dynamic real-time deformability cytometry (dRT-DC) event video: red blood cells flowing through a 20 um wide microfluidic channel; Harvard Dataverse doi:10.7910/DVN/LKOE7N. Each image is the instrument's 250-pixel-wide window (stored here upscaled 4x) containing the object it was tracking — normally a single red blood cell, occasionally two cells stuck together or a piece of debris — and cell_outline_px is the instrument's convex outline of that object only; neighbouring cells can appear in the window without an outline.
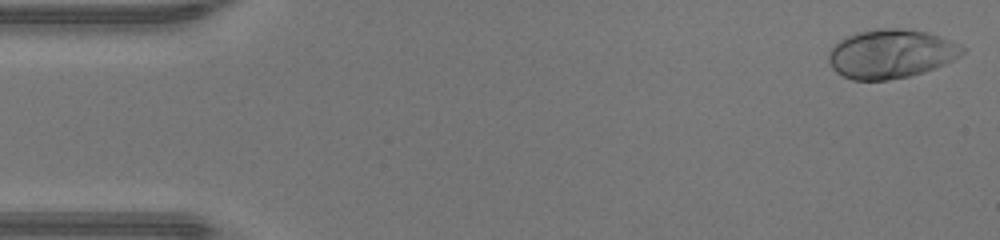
{"species": "human", "species_latin": "Homo sapiens", "temperature_condition": "warm", "stored_images_in_passage": 46, "camera_frame_rate_fps": 3000, "um_per_image_px": 0.085, "donor": {"sex": "male"}, "frame": {"image": 1, "passage_image": 1, "time_ms": 0.0, "image_size_px": [1000, 240], "cell_outline_px": [[968, 48], [964, 52], [952, 60], [944, 64], [924, 72], [908, 76], [888, 80], [852, 80], [836, 72], [832, 68], [828, 60], [828, 52], [840, 40], [848, 36], [860, 32], [876, 28], [900, 28], [928, 32], [940, 36]], "centroid_in_image_um": [75.73, 4.57], "position_along_channel_um": 9.3, "area_um2": 38.03}}
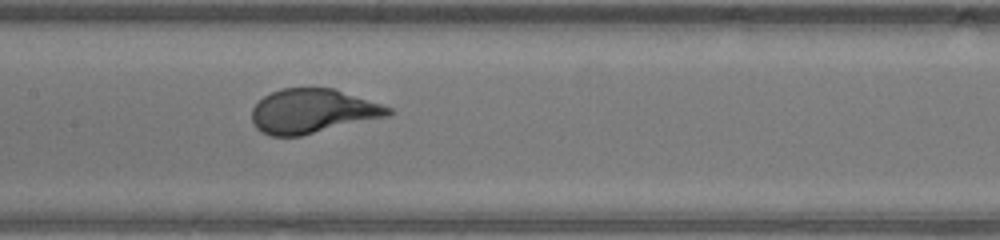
{"frame": {"image": 2, "passage_image": 22, "time_ms": 7.0, "image_size_px": [1000, 240], "cell_outline_px": [[396, 112], [388, 116], [300, 136], [272, 136], [260, 132], [256, 128], [252, 120], [252, 108], [264, 96], [280, 88], [332, 88], [392, 108]], "centroid_in_image_um": [26.55, 9.45], "position_along_channel_um": 180.8, "area_um2": 34.97}}
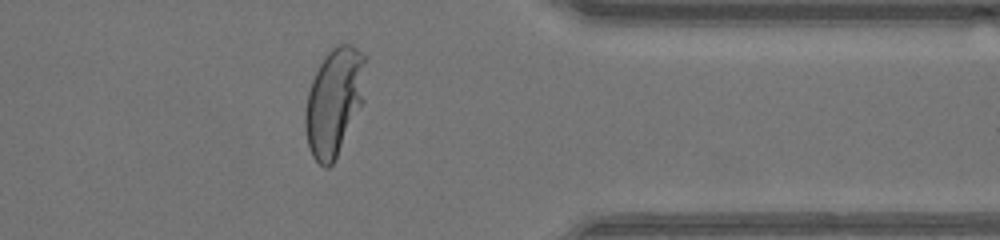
{"frame": {"image": 3, "passage_image": 37, "time_ms": 12.0, "image_size_px": [1000, 240], "cell_outline_px": [[364, 100], [332, 164], [328, 168], [324, 168], [312, 156], [308, 144], [304, 128], [304, 116], [308, 92], [312, 80], [324, 56], [336, 44], [352, 44], [364, 56]], "centroid_in_image_um": [28.38, 8.64], "position_along_channel_um": 383.0, "area_um2": 37.34}, "authors_computed_cell_mechanics": {"area_um2": 36.0094, "velocity_mm_per_s": 4.359, "shape_relaxation_time_tau1_ms": 3.3535, "shape_relaxation_time_tau2_ms": null, "deformation_change_tau1": 0.2293, "deformation_change_tau2": null}}